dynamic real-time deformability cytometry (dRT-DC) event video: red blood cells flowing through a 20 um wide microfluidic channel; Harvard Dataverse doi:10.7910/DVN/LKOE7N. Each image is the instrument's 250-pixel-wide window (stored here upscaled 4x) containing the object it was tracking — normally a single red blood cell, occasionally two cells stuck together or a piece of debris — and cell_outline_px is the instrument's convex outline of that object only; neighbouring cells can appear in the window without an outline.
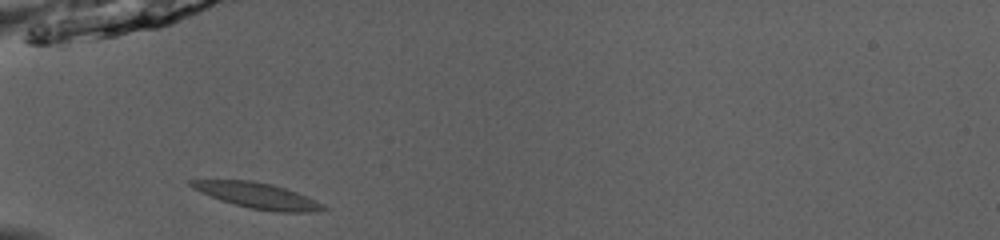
{"species": "common noctule bat (a hibernating species)", "species_latin": "Nyctalus noctula", "temperature_condition": "room temperature", "stored_images_in_passage": 34, "camera_frame_rate_fps": 3000, "um_per_image_px": 0.085, "animal": {"sex": "male", "body_mass_g": 13.0, "forearm_length_mm": 53.1}, "frame": {"image": 1, "passage_image": 1, "time_ms": 0.0, "image_size_px": [1000, 240], "cell_outline_px": [[328, 208], [312, 212], [272, 212], [248, 208], [220, 200], [200, 192], [188, 184], [188, 180], [252, 180], [272, 184], [296, 192], [316, 200], [324, 204]], "centroid_in_image_um": [21.89, 16.63], "position_along_channel_um": 63.1, "area_um2": 19.77}}
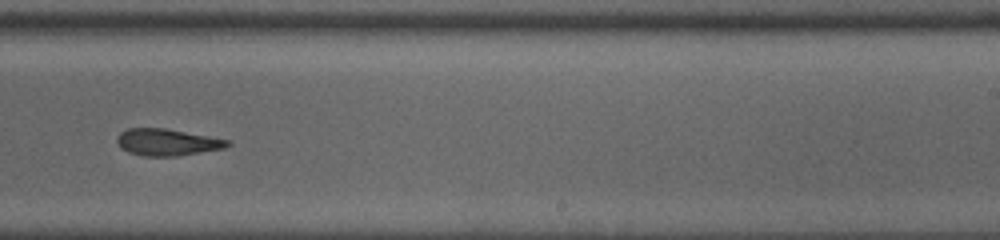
{"frame": {"image": 2, "passage_image": 17, "time_ms": 5.333, "image_size_px": [1000, 240], "cell_outline_px": [[232, 144], [224, 148], [176, 156], [144, 156], [128, 152], [120, 148], [116, 140], [116, 136], [120, 132], [128, 128], [164, 128], [232, 140]], "centroid_in_image_um": [14.2, 12.08], "position_along_channel_um": 274.8, "area_um2": 17.34}}
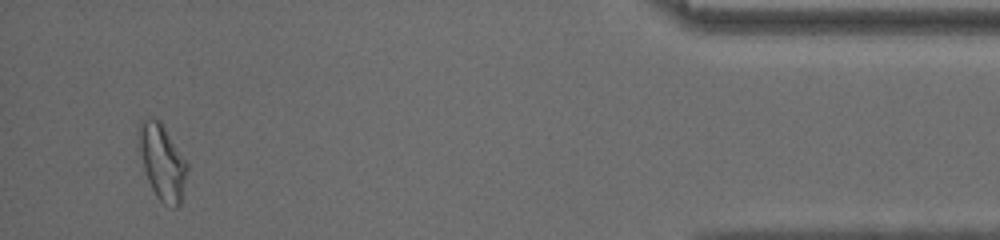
{"frame": {"image": 3, "passage_image": 32, "time_ms": 10.333, "image_size_px": [1000, 240], "cell_outline_px": [[188, 168], [180, 204], [176, 208], [172, 208], [164, 204], [156, 196], [148, 180], [136, 144], [136, 132], [140, 120], [160, 120], [188, 164]], "centroid_in_image_um": [13.75, 13.76], "position_along_channel_um": 421.4, "area_um2": 21.39}, "authors_computed_cell_mechanics": {"area_um2": 18.4671, "velocity_mm_per_s": 4.0577, "shape_relaxation_time_tau1_ms": 5.2788, "shape_relaxation_time_tau2_ms": 4.2925, "deformation_change_tau1": 0.1234, "deformation_change_tau2": 0.1429}}